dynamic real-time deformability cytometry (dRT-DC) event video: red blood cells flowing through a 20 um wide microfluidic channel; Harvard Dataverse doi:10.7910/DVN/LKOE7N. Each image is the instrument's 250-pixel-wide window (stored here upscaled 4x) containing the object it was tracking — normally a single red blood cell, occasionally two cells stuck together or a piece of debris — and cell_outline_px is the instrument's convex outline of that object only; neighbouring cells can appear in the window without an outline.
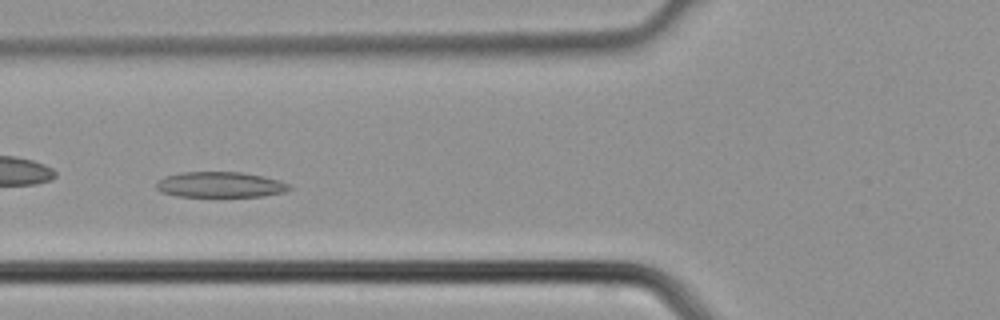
{"species": "common noctule bat (a hibernating species)", "species_latin": "Nyctalus noctula", "temperature_condition": "cold", "stored_images_in_passage": 3, "camera_frame_rate_fps": 3000, "um_per_image_px": 0.085, "animal": {"sex": "male", "body_mass_g": 21.5, "forearm_length_mm": 52.0}, "frame": {"image": 1, "passage_image": 3, "time_ms": 0.667, "image_size_px": [1000, 320], "cell_outline_px": [[292, 188], [284, 192], [264, 196], [176, 196], [160, 192], [156, 188], [156, 180], [164, 176], [180, 172], [240, 172], [264, 176], [280, 180], [288, 184]], "centroid_in_image_um": [18.68, 15.69], "position_along_channel_um": 107.1, "area_um2": 19.94}}